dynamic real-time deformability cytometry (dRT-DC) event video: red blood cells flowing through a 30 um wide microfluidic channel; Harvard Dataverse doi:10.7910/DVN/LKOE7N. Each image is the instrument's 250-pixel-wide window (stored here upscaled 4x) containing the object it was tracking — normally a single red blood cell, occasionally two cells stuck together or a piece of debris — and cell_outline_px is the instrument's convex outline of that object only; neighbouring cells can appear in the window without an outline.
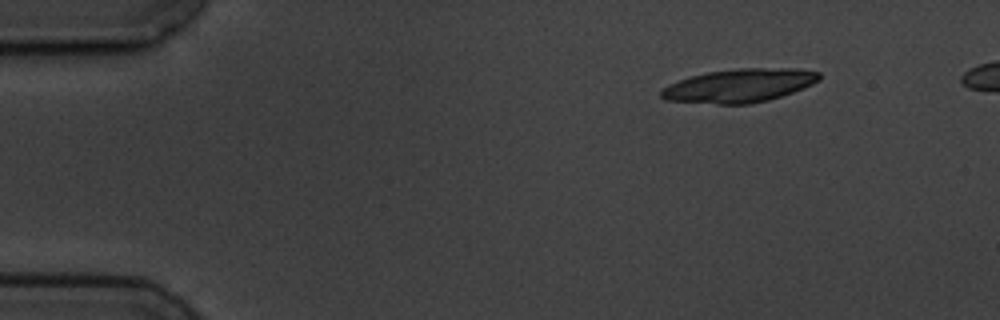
{"species": "common noctule bat (a hibernating species)", "species_latin": "Nyctalus noctula", "temperature_condition": "cold", "stored_images_in_passage": 7, "camera_frame_rate_fps": 3000, "um_per_image_px": 0.085, "animal": {"sex": "male", "body_mass_g": 19.5, "forearm_length_mm": 54.6}, "frame": {"image": 1, "passage_image": 2, "time_ms": 1.333, "image_size_px": [1000, 320], "cell_outline_px": [[820, 80], [804, 88], [768, 100], [752, 104], [716, 104], [664, 100], [660, 96], [660, 88], [668, 84], [692, 76], [708, 72], [740, 68], [796, 68], [820, 72]], "centroid_in_image_um": [62.83, 7.28], "position_along_channel_um": 22.2, "area_um2": 30.92}}